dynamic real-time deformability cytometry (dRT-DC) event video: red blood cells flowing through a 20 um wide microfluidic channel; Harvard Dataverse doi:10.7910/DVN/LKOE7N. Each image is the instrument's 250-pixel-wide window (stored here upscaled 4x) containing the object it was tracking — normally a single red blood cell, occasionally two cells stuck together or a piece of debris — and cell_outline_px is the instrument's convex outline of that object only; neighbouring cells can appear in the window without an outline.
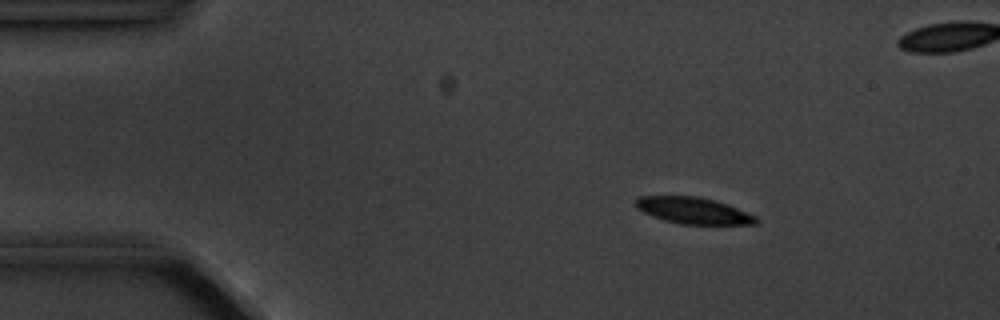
{"species": "common noctule bat (a hibernating species)", "species_latin": "Nyctalus noctula", "temperature_condition": "cold", "stored_images_in_passage": 4, "camera_frame_rate_fps": 3000, "um_per_image_px": 0.085, "animal": {"sex": "male", "body_mass_g": 20.1, "forearm_length_mm": 53.5}, "frame": {"image": 1, "passage_image": 1, "time_ms": 0.0, "image_size_px": [1000, 320], "cell_outline_px": [[760, 220], [756, 224], [680, 224], [664, 220], [652, 216], [636, 208], [636, 200], [640, 196], [696, 196], [716, 200], [728, 204], [756, 216]], "centroid_in_image_um": [58.96, 17.9], "position_along_channel_um": 26.0, "area_um2": 18.55}}